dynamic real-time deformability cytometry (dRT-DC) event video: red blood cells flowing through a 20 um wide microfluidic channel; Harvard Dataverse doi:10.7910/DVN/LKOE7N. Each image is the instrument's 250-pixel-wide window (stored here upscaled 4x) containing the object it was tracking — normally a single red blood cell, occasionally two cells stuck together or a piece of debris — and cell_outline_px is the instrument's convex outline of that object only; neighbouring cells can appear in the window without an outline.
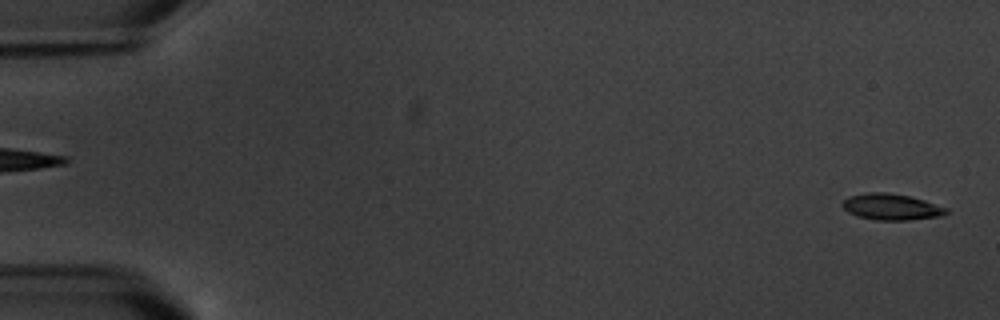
{"species": "common noctule bat (a hibernating species)", "species_latin": "Nyctalus noctula", "temperature_condition": "warm", "stored_images_in_passage": 6, "segment_of_instrument_passage": [2, 2], "camera_frame_rate_fps": 3000, "um_per_image_px": 0.085, "animal": {"sex": "male", "body_mass_g": 20.1, "forearm_length_mm": 53.5}, "frame": {"image": 1, "passage_image": 6, "time_ms": 5.667, "image_size_px": [1000, 320], "cell_outline_px": [[948, 212], [944, 216], [908, 220], [876, 220], [856, 216], [848, 212], [840, 204], [848, 196], [868, 192], [888, 192], [908, 196], [924, 200], [948, 208]], "centroid_in_image_um": [75.76, 17.59], "position_along_channel_um": 9.2, "area_um2": 16.01}}